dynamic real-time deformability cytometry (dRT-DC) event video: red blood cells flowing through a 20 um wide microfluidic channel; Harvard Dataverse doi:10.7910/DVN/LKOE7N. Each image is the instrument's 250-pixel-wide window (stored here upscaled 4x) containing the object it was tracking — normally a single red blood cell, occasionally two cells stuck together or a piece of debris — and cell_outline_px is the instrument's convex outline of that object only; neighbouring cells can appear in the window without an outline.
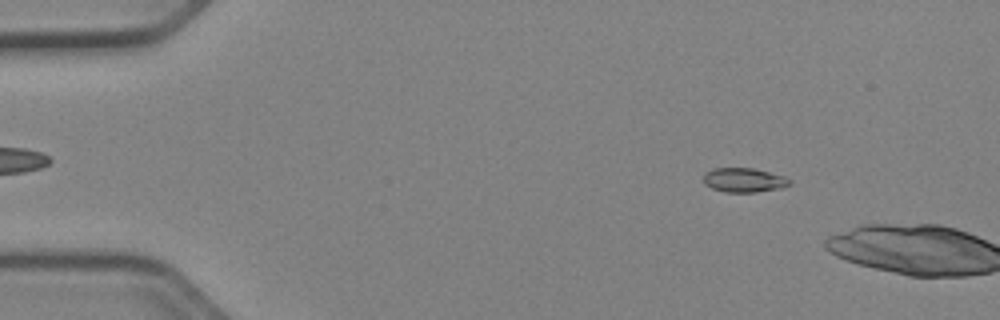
{"species": "Egyptian fruit bat (a non-hibernating species)", "species_latin": "Rousettus aegyptiacus", "temperature_condition": "cold", "stored_images_in_passage": 10, "camera_frame_rate_fps": 3000, "um_per_image_px": 0.085, "animal": {"sex": "female"}, "frame": {"image": 1, "passage_image": 7, "time_ms": 2.0, "image_size_px": [1000, 320], "cell_outline_px": [[792, 184], [784, 188], [756, 192], [724, 192], [712, 188], [704, 184], [704, 172], [712, 168], [752, 168], [784, 176], [792, 180]], "centroid_in_image_um": [63.26, 15.31], "position_along_channel_um": 21.7, "area_um2": 12.37}}